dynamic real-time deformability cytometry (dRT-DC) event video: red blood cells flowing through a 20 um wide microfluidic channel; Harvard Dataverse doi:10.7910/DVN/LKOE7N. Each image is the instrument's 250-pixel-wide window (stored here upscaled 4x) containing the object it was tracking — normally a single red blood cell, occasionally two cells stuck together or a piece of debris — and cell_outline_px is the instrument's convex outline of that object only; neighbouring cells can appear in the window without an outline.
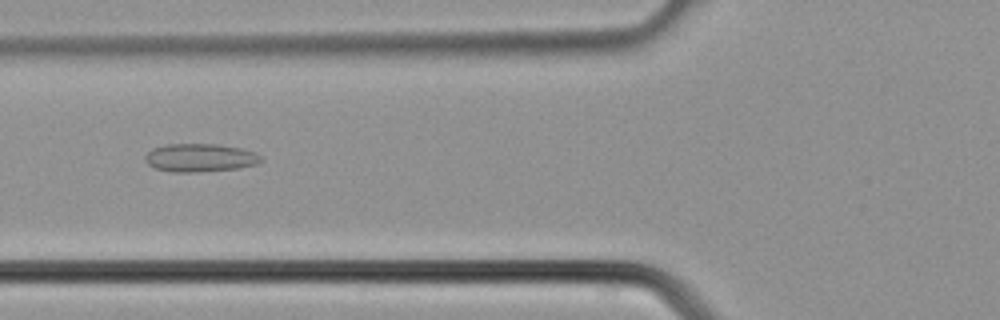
{"species": "common noctule bat (a hibernating species)", "species_latin": "Nyctalus noctula", "temperature_condition": "cold", "stored_images_in_passage": 18, "camera_frame_rate_fps": 3000, "um_per_image_px": 0.085, "animal": {"sex": "male", "body_mass_g": 21.5, "forearm_length_mm": 52.0}, "frame": {"image": 1, "passage_image": 5, "time_ms": 1.333, "image_size_px": [1000, 320], "cell_outline_px": [[264, 160], [256, 164], [240, 168], [196, 172], [172, 172], [156, 168], [148, 164], [144, 160], [144, 156], [152, 148], [168, 144], [216, 144], [240, 148], [256, 152]], "centroid_in_image_um": [17.0, 13.41], "position_along_channel_um": 108.8, "area_um2": 19.07}}
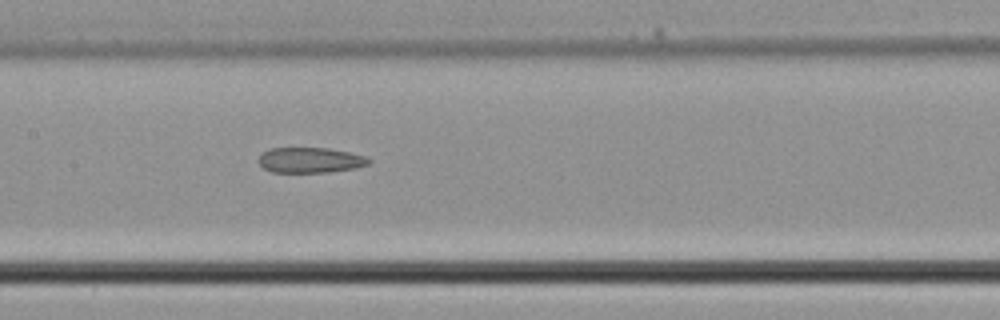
{"frame": {"image": 2, "passage_image": 9, "time_ms": 2.667, "image_size_px": [1000, 320], "cell_outline_px": [[372, 160], [368, 164], [356, 168], [328, 172], [272, 172], [264, 168], [256, 160], [268, 148], [328, 148], [348, 152], [364, 156]], "centroid_in_image_um": [26.35, 13.61], "position_along_channel_um": 181.0, "area_um2": 16.24}}
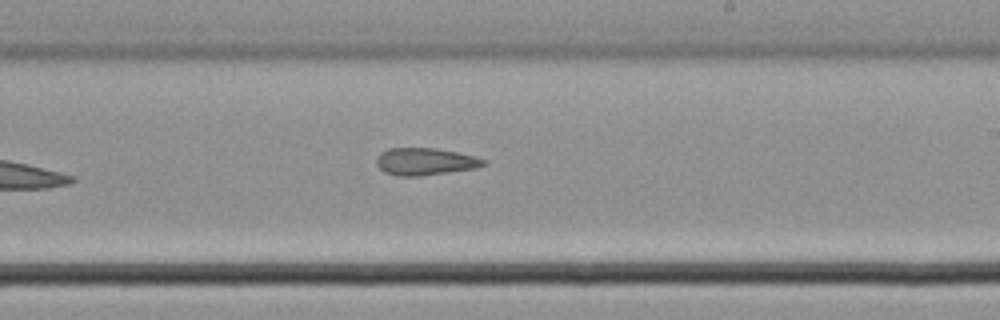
{"frame": {"image": 3, "passage_image": 13, "time_ms": 4.0, "image_size_px": [1000, 320], "cell_outline_px": [[488, 160], [484, 164], [476, 168], [420, 176], [396, 176], [384, 172], [376, 164], [376, 156], [380, 152], [388, 148], [436, 148], [476, 156]], "centroid_in_image_um": [36.11, 13.73], "position_along_channel_um": 252.9, "area_um2": 17.11}}